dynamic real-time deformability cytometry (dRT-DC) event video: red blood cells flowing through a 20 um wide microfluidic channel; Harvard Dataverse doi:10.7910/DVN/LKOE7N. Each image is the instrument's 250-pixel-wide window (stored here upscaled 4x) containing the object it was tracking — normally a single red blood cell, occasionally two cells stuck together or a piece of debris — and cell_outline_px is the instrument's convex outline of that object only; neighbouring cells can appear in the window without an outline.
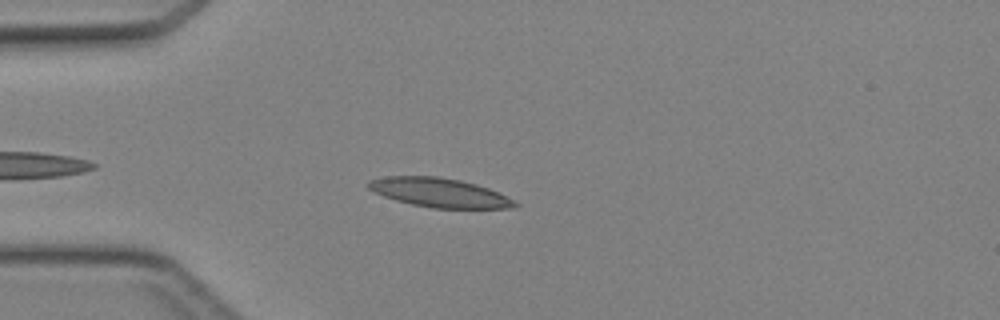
{"species": "Egyptian fruit bat (a non-hibernating species)", "species_latin": "Rousettus aegyptiacus", "temperature_condition": "cold", "stored_images_in_passage": 36, "camera_frame_rate_fps": 3000, "um_per_image_px": 0.085, "animal": {"sex": "female"}, "frame": {"image": 1, "passage_image": 5, "time_ms": 1.333, "image_size_px": [1000, 320], "cell_outline_px": [[520, 204], [516, 208], [432, 208], [412, 204], [396, 200], [384, 196], [368, 188], [368, 180], [384, 176], [436, 176], [460, 180], [476, 184], [488, 188]], "centroid_in_image_um": [37.33, 16.37], "position_along_channel_um": 47.7, "area_um2": 24.62}}
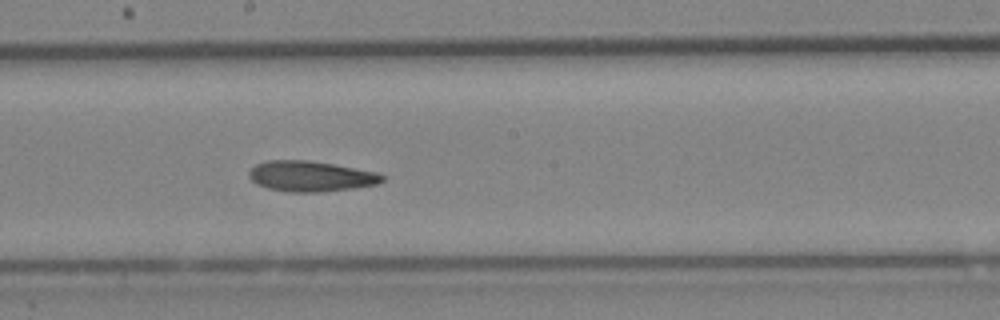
{"frame": {"image": 2, "passage_image": 18, "time_ms": 5.667, "image_size_px": [1000, 320], "cell_outline_px": [[384, 180], [376, 184], [352, 188], [320, 192], [288, 192], [268, 188], [256, 184], [248, 176], [248, 172], [256, 164], [268, 160], [308, 160], [332, 164], [376, 172], [384, 176]], "centroid_in_image_um": [26.37, 14.98], "position_along_channel_um": 221.8, "area_um2": 23.52}}
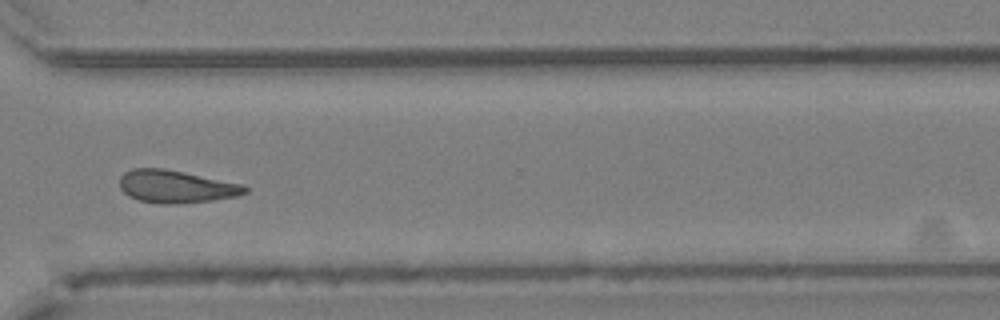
{"frame": {"image": 3, "passage_image": 27, "time_ms": 8.667, "image_size_px": [1000, 320], "cell_outline_px": [[248, 192], [236, 196], [212, 200], [176, 204], [160, 204], [136, 200], [128, 196], [120, 188], [120, 176], [124, 172], [132, 168], [164, 168], [244, 184], [248, 188]], "centroid_in_image_um": [14.94, 15.86], "position_along_channel_um": 355.7, "area_um2": 24.04}}